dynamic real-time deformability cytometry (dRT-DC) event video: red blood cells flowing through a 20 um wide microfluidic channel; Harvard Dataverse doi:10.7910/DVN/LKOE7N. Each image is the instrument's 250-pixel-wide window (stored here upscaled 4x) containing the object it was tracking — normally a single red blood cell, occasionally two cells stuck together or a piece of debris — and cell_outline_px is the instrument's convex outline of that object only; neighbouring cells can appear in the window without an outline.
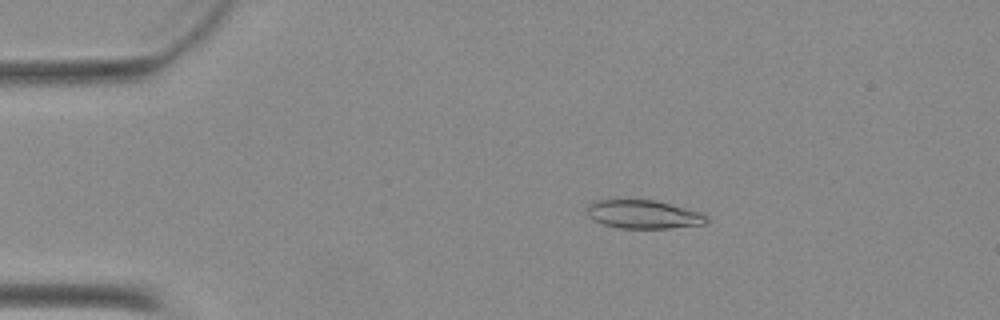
{"species": "Egyptian fruit bat (a non-hibernating species)", "species_latin": "Rousettus aegyptiacus", "temperature_condition": "warm", "stored_images_in_passage": 42, "camera_frame_rate_fps": 3000, "um_per_image_px": 0.085, "animal": {"sex": "female"}, "frame": {"image": 1, "passage_image": 2, "time_ms": 0.333, "image_size_px": [1000, 320], "cell_outline_px": [[708, 224], [668, 228], [620, 228], [604, 224], [588, 216], [588, 208], [596, 200], [656, 200], [700, 212], [708, 216]], "centroid_in_image_um": [54.77, 18.23], "position_along_channel_um": 30.2, "area_um2": 19.59}}
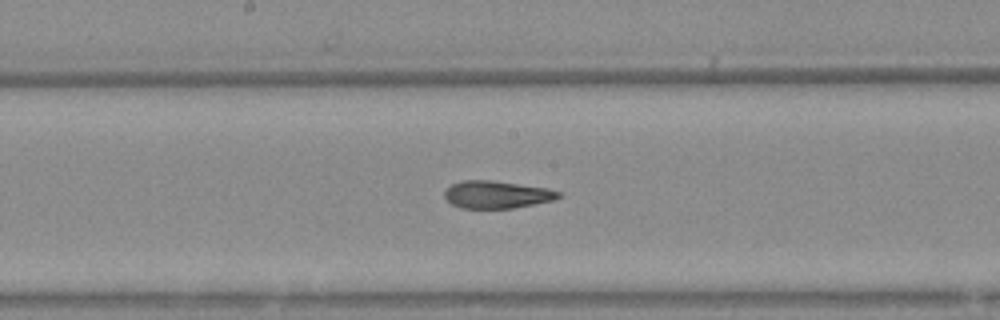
{"frame": {"image": 2, "passage_image": 19, "time_ms": 6.0, "image_size_px": [1000, 320], "cell_outline_px": [[560, 196], [552, 200], [512, 208], [460, 208], [452, 204], [444, 196], [444, 192], [452, 184], [460, 180], [492, 180], [548, 188], [560, 192]], "centroid_in_image_um": [42.19, 16.53], "position_along_channel_um": 206.0, "area_um2": 18.09}}
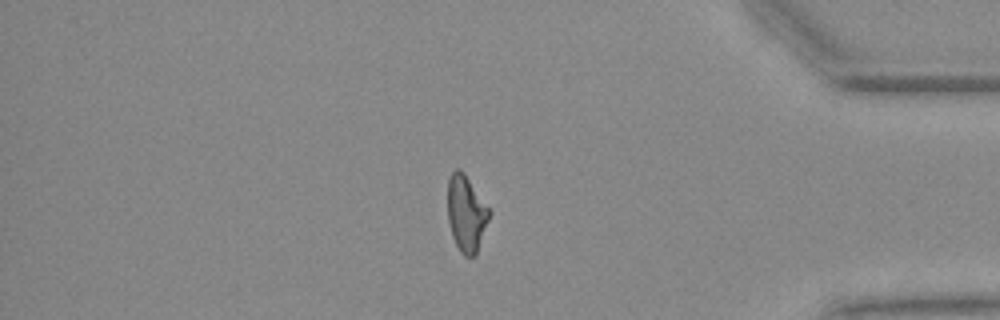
{"frame": {"image": 3, "passage_image": 35, "time_ms": 11.333, "image_size_px": [1000, 320], "cell_outline_px": [[492, 212], [476, 252], [472, 256], [464, 256], [460, 252], [452, 236], [448, 220], [448, 180], [452, 172], [456, 168], [460, 168], [464, 172]], "centroid_in_image_um": [39.63, 18.11], "position_along_channel_um": 395.6, "area_um2": 18.38}}